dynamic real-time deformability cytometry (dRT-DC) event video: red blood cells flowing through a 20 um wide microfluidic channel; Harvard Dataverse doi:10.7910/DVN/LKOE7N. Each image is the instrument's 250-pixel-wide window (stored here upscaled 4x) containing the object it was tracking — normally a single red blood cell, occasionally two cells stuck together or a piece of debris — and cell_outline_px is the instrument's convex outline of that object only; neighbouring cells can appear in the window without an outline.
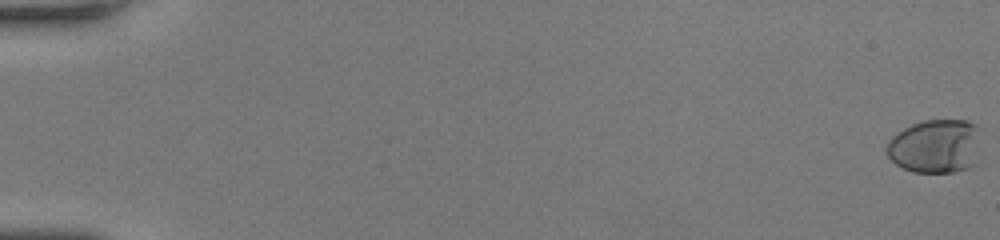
{"species": "human", "species_latin": "Homo sapiens", "temperature_condition": "room temperature", "stored_images_in_passage": 56, "camera_frame_rate_fps": 3000, "um_per_image_px": 0.085, "donor": {"sex": "female"}, "frame": {"image": 1, "passage_image": 1, "time_ms": 0.0, "image_size_px": [1000, 240], "cell_outline_px": [[984, 128], [976, 164], [968, 168], [956, 172], [912, 172], [896, 164], [888, 156], [884, 148], [888, 140], [892, 136], [904, 128], [912, 124], [924, 120], [968, 120]], "centroid_in_image_um": [79.58, 12.41], "position_along_channel_um": 5.4, "area_um2": 30.58}}
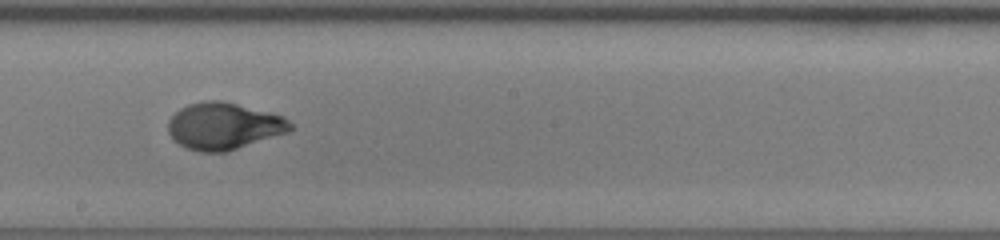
{"frame": {"image": 2, "passage_image": 34, "time_ms": 11.0, "image_size_px": [1000, 240], "cell_outline_px": [[296, 128], [288, 132], [224, 152], [200, 152], [188, 148], [172, 140], [168, 132], [168, 120], [180, 108], [188, 104], [208, 100], [220, 100], [272, 112], [284, 116]], "centroid_in_image_um": [19.03, 10.7], "position_along_channel_um": 229.2, "area_um2": 33.41}}
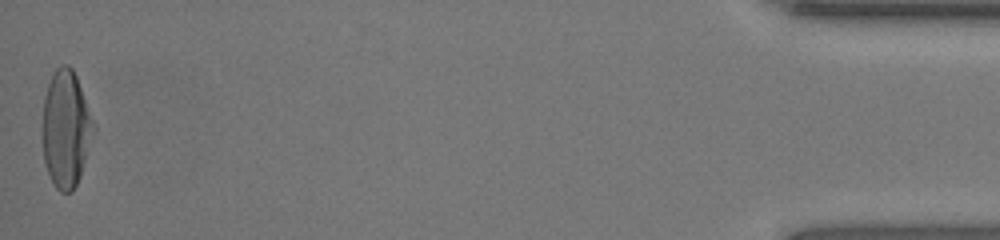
{"frame": {"image": 3, "passage_image": 56, "time_ms": 18.333, "image_size_px": [1000, 240], "cell_outline_px": [[96, 128], [80, 176], [72, 192], [60, 192], [56, 188], [48, 172], [44, 160], [40, 136], [44, 96], [48, 84], [56, 68], [60, 64], [68, 64], [72, 68], [76, 76], [96, 124]], "centroid_in_image_um": [5.59, 10.94], "position_along_channel_um": 429.6, "area_um2": 35.43}, "authors_computed_cell_mechanics": {"area_um2": 31.9923, "velocity_mm_per_s": 3.9292, "shape_relaxation_time_tau1_ms": 4.7714, "shape_relaxation_time_tau2_ms": null, "deformation_change_tau1": 0.223, "deformation_change_tau2": null}}